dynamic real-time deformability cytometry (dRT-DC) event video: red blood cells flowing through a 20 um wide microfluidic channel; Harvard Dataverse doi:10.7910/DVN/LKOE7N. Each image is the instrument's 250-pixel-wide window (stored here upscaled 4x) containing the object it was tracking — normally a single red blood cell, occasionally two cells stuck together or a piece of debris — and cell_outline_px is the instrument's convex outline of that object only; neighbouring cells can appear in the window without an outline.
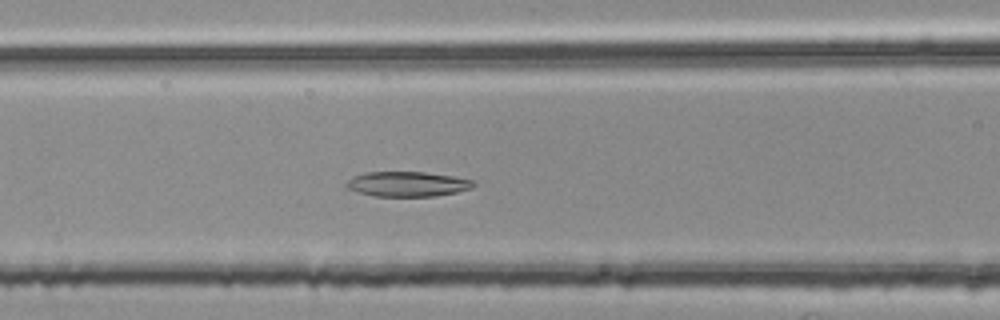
{"species": "common noctule bat (a hibernating species)", "species_latin": "Nyctalus noctula", "temperature_condition": "room temperature", "stored_images_in_passage": 50, "camera_frame_rate_fps": 3000, "um_per_image_px": 0.085, "animal": {"sex": "female", "body_mass_g": 25.1}, "frame": {"image": 1, "passage_image": 21, "time_ms": 6.667, "image_size_px": [1000, 320], "cell_outline_px": [[476, 184], [472, 188], [456, 192], [436, 196], [372, 196], [348, 188], [344, 184], [352, 176], [368, 172], [424, 172], [452, 176], [472, 180]], "centroid_in_image_um": [34.63, 15.64], "position_along_channel_um": 132.0, "area_um2": 18.38}}
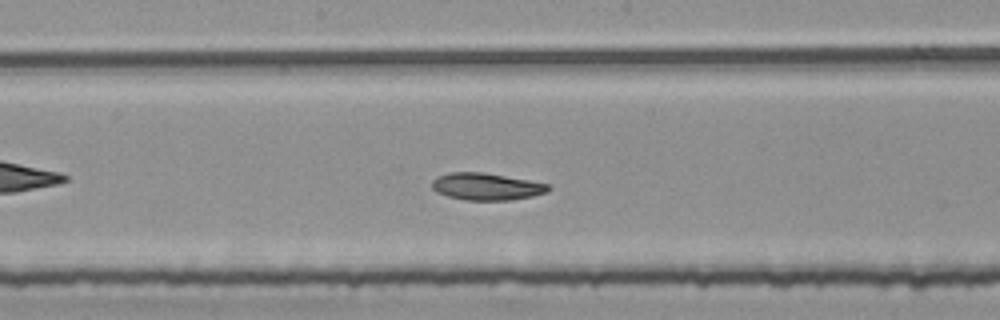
{"frame": {"image": 2, "passage_image": 27, "time_ms": 8.667, "image_size_px": [1000, 320], "cell_outline_px": [[552, 188], [548, 192], [532, 196], [508, 200], [464, 200], [448, 196], [436, 192], [432, 188], [432, 180], [436, 176], [448, 172], [480, 172], [528, 180], [548, 184]], "centroid_in_image_um": [41.31, 15.86], "position_along_channel_um": 206.9, "area_um2": 18.32}}
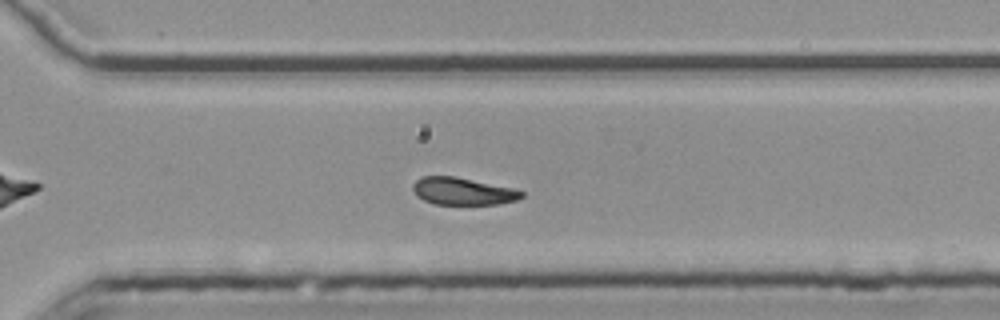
{"frame": {"image": 3, "passage_image": 37, "time_ms": 12.0, "image_size_px": [1000, 320], "cell_outline_px": [[524, 196], [516, 200], [496, 204], [432, 204], [416, 196], [412, 188], [412, 184], [420, 176], [456, 176], [516, 188], [524, 192]], "centroid_in_image_um": [39.33, 16.24], "position_along_channel_um": 331.3, "area_um2": 17.57}}